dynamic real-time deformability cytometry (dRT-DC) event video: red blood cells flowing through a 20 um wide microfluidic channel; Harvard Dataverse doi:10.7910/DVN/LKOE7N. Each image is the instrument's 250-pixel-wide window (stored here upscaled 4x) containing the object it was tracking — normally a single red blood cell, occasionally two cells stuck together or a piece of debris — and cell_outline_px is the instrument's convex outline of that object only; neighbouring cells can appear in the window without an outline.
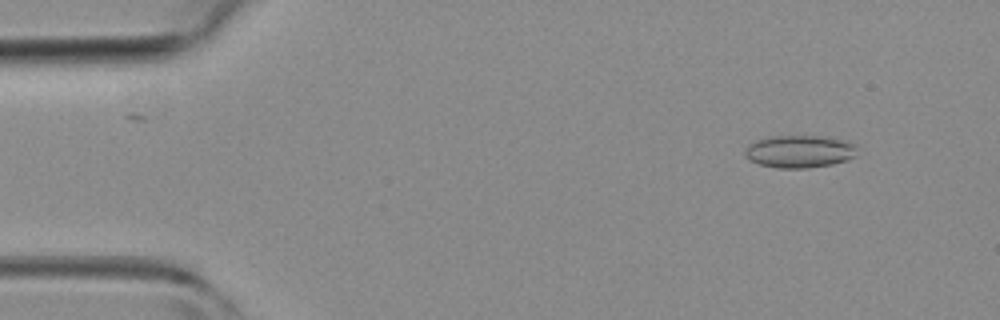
{"species": "common noctule bat (a hibernating species)", "species_latin": "Nyctalus noctula", "temperature_condition": "room temperature", "stored_images_in_passage": 4, "camera_frame_rate_fps": 3000, "um_per_image_px": 0.085, "animal": {"sex": "female", "body_mass_g": 19.3, "forearm_length_mm": 54.1}, "frame": {"image": 1, "passage_image": 2, "time_ms": 1.0, "image_size_px": [1000, 320], "cell_outline_px": [[856, 156], [848, 160], [832, 164], [808, 168], [776, 168], [760, 164], [748, 160], [744, 156], [744, 152], [748, 144], [756, 140], [768, 136], [820, 136], [840, 140], [856, 144]], "centroid_in_image_um": [67.92, 12.88], "position_along_channel_um": 17.1, "area_um2": 21.39}}